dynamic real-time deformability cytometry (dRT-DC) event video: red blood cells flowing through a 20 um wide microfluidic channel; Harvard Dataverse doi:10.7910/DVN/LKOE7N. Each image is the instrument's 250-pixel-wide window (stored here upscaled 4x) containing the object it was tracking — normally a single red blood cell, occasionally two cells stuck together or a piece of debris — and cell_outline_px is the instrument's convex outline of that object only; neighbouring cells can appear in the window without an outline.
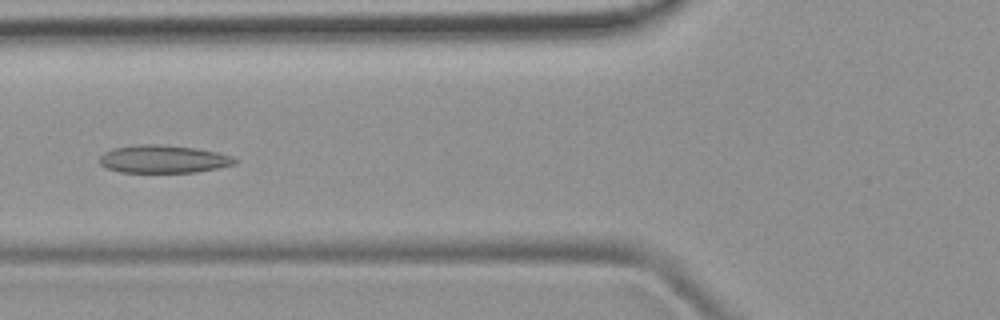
{"species": "common noctule bat (a hibernating species)", "species_latin": "Nyctalus noctula", "temperature_condition": "room temperature", "stored_images_in_passage": 5, "camera_frame_rate_fps": 3000, "um_per_image_px": 0.085, "animal": {"sex": "female", "body_mass_g": 19.9}, "frame": {"image": 1, "passage_image": 5, "time_ms": 5.333, "image_size_px": [1000, 320], "cell_outline_px": [[240, 160], [236, 164], [220, 168], [196, 172], [120, 172], [108, 168], [100, 164], [100, 156], [104, 152], [112, 148], [140, 144], [160, 144], [196, 148], [216, 152], [232, 156]], "centroid_in_image_um": [13.92, 13.52], "position_along_channel_um": 111.9, "area_um2": 22.08}}